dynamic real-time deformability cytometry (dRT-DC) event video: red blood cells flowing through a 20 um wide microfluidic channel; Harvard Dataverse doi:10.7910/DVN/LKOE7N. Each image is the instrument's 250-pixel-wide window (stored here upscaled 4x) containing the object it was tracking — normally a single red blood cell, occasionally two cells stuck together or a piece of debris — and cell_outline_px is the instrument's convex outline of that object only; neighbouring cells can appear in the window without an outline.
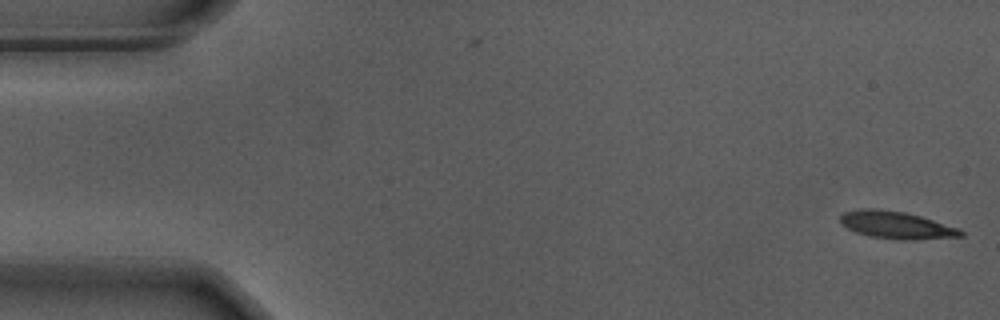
{"species": "Egyptian fruit bat (a non-hibernating species)", "species_latin": "Rousettus aegyptiacus", "temperature_condition": "warm", "stored_images_in_passage": 2, "camera_frame_rate_fps": 3000, "um_per_image_px": 0.085, "animal": {"sex": "male"}, "frame": {"image": 1, "passage_image": 2, "time_ms": 0.333, "image_size_px": [1000, 320], "cell_outline_px": [[964, 236], [900, 240], [872, 236], [856, 232], [848, 228], [840, 220], [840, 216], [844, 212], [860, 208], [876, 208], [904, 212], [920, 216], [960, 228], [964, 232]], "centroid_in_image_um": [76.2, 19.11], "position_along_channel_um": 8.8, "area_um2": 18.96}}